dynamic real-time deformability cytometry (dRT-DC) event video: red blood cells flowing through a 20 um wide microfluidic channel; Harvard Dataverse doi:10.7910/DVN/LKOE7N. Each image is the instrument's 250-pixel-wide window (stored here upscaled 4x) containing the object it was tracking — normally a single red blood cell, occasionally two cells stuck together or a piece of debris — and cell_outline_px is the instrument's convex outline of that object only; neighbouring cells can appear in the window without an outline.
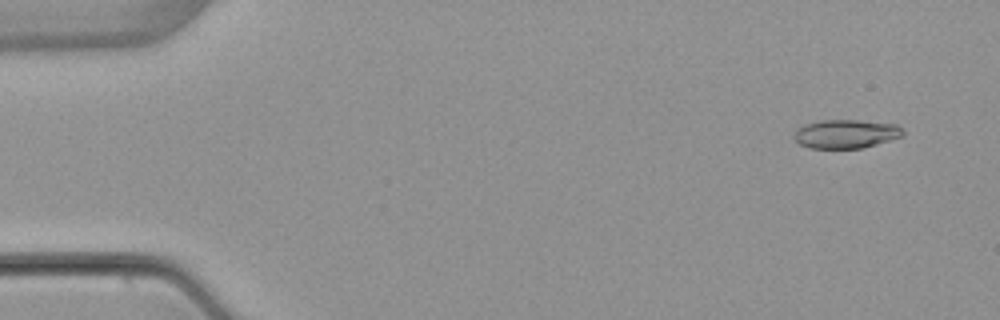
{"species": "common noctule bat (a hibernating species)", "species_latin": "Nyctalus noctula", "temperature_condition": "warm", "stored_images_in_passage": 3, "camera_frame_rate_fps": 3000, "um_per_image_px": 0.085, "animal": {"sex": "female", "body_mass_g": 22.7, "forearm_length_mm": 54.2}, "frame": {"image": 1, "passage_image": 1, "time_ms": 0.0, "image_size_px": [1000, 320], "cell_outline_px": [[904, 136], [864, 148], [812, 148], [800, 144], [792, 136], [796, 128], [804, 124], [820, 120], [860, 120], [896, 124], [904, 132]], "centroid_in_image_um": [71.89, 11.37], "position_along_channel_um": 13.1, "area_um2": 18.38}}